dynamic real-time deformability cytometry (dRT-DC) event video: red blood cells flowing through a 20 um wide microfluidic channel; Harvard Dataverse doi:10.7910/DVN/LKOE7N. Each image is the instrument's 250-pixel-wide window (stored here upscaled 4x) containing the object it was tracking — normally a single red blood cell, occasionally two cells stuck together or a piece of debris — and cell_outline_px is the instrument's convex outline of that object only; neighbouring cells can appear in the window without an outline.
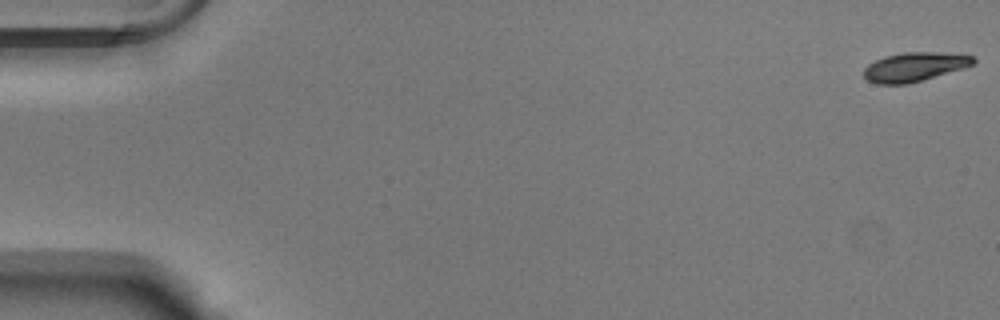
{"species": "Egyptian fruit bat (a non-hibernating species)", "species_latin": "Rousettus aegyptiacus", "temperature_condition": "warm", "stored_images_in_passage": 54, "camera_frame_rate_fps": 3000, "um_per_image_px": 0.085, "animal": {"sex": "male"}, "frame": {"image": 1, "passage_image": 1, "time_ms": 0.0, "image_size_px": [1000, 320], "cell_outline_px": [[976, 60], [972, 64], [960, 68], [908, 84], [876, 84], [868, 80], [864, 76], [864, 68], [868, 64], [884, 56], [904, 52], [936, 52], [972, 56]], "centroid_in_image_um": [77.65, 5.68], "position_along_channel_um": 7.4, "area_um2": 18.09}}
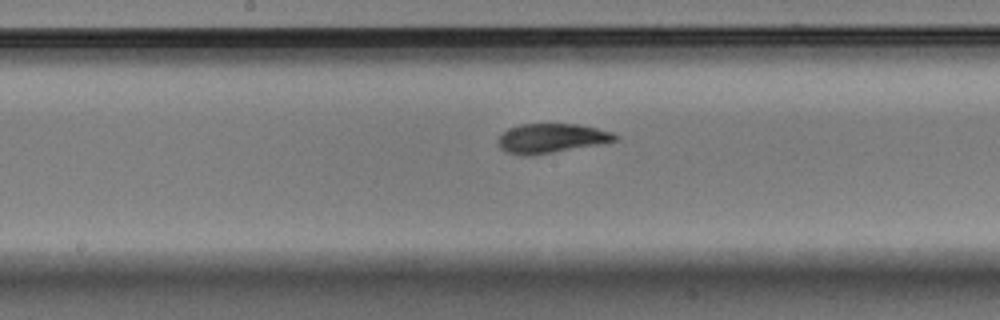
{"frame": {"image": 2, "passage_image": 29, "time_ms": 9.333, "image_size_px": [1000, 320], "cell_outline_px": [[620, 136], [616, 140], [596, 144], [552, 152], [508, 152], [500, 148], [500, 136], [508, 128], [520, 124], [576, 124], [596, 128], [612, 132]], "centroid_in_image_um": [46.93, 11.69], "position_along_channel_um": 201.3, "area_um2": 18.84}}
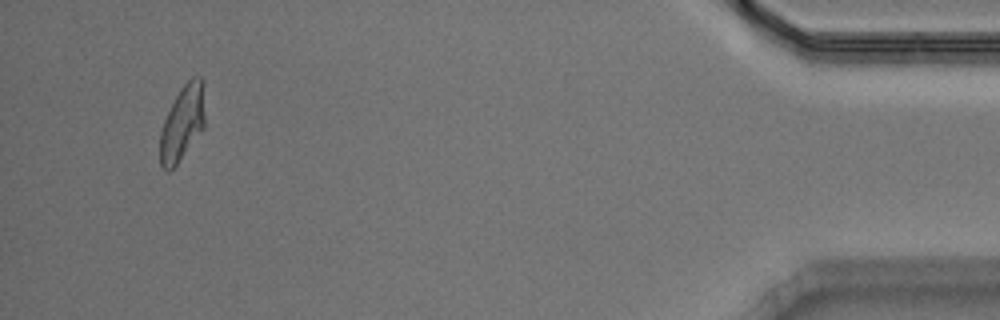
{"frame": {"image": 3, "passage_image": 52, "time_ms": 17.0, "image_size_px": [1000, 320], "cell_outline_px": [[204, 128], [176, 164], [168, 172], [160, 164], [160, 132], [164, 120], [180, 88], [192, 76], [200, 76], [204, 80]], "centroid_in_image_um": [15.52, 10.41], "position_along_channel_um": 419.7, "area_um2": 19.54}, "authors_computed_cell_mechanics": {"area_um2": 19.8254, "velocity_mm_per_s": 3.772, "shape_relaxation_time_tau1_ms": 5.9771, "shape_relaxation_time_tau2_ms": 1.3953, "deformation_change_tau1": 0.1962, "deformation_change_tau2": 0.067}}